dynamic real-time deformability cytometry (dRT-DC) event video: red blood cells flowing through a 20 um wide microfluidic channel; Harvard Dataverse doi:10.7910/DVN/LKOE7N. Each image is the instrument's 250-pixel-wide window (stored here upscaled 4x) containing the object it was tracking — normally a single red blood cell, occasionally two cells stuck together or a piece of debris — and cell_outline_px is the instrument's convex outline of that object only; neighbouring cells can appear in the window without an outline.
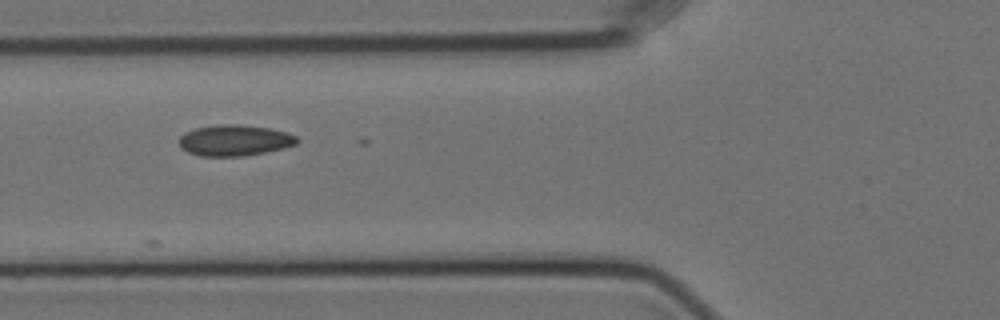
{"species": "Egyptian fruit bat (a non-hibernating species)", "species_latin": "Rousettus aegyptiacus", "temperature_condition": "cold", "stored_images_in_passage": 4, "camera_frame_rate_fps": 3000, "um_per_image_px": 0.085, "animal": {"sex": "female"}, "frame": {"image": 1, "passage_image": 2, "time_ms": 0.333, "image_size_px": [1000, 320], "cell_outline_px": [[300, 140], [296, 144], [284, 148], [244, 156], [200, 156], [188, 152], [180, 148], [180, 136], [184, 132], [196, 128], [216, 124], [240, 124], [268, 128], [288, 132], [296, 136]], "centroid_in_image_um": [19.94, 11.92], "position_along_channel_um": 105.9, "area_um2": 21.44}}